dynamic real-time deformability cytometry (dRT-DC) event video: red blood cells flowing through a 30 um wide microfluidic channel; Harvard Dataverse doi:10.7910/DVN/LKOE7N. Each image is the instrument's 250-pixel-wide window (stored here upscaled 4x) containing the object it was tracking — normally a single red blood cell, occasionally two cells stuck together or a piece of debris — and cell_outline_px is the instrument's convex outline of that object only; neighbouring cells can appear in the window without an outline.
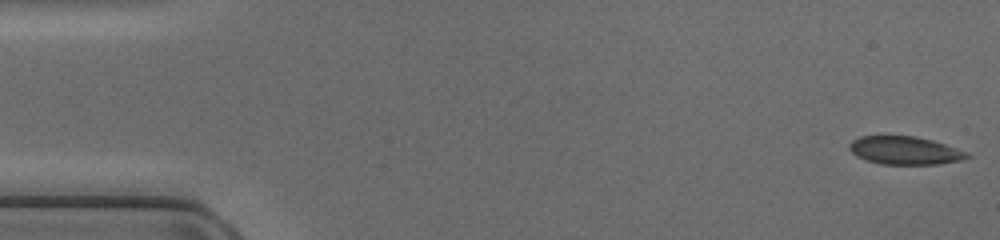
{"species": "common noctule bat (a hibernating species)", "species_latin": "Nyctalus noctula", "temperature_condition": "cold", "stored_images_in_passage": 47, "camera_frame_rate_fps": 3000, "um_per_image_px": 0.085, "animal": {"sex": "female", "body_mass_g": 17.0, "forearm_length_mm": 48.0}, "frame": {"image": 1, "passage_image": 1, "time_ms": 0.0, "image_size_px": [1000, 240], "cell_outline_px": [[972, 156], [960, 160], [940, 164], [880, 164], [856, 156], [848, 148], [848, 144], [852, 140], [860, 136], [916, 136], [932, 140], [968, 152]], "centroid_in_image_um": [76.9, 12.79], "position_along_channel_um": 8.1, "area_um2": 19.25}}
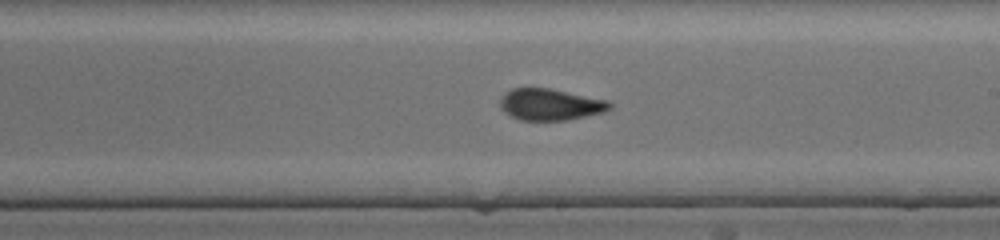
{"frame": {"image": 2, "passage_image": 27, "time_ms": 8.667, "image_size_px": [1000, 240], "cell_outline_px": [[612, 108], [600, 112], [584, 116], [564, 120], [520, 120], [504, 112], [500, 108], [500, 100], [504, 92], [512, 88], [548, 88], [608, 100], [612, 104]], "centroid_in_image_um": [46.73, 8.87], "position_along_channel_um": 242.3, "area_um2": 19.94}}
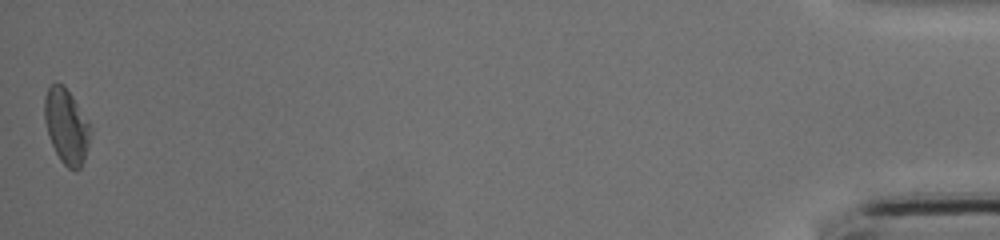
{"frame": {"image": 3, "passage_image": 47, "time_ms": 15.333, "image_size_px": [1000, 240], "cell_outline_px": [[92, 128], [88, 148], [84, 160], [80, 168], [76, 172], [68, 168], [60, 160], [52, 144], [44, 120], [44, 96], [48, 88], [56, 80], [64, 84], [88, 120]], "centroid_in_image_um": [5.65, 10.71], "position_along_channel_um": 429.5, "area_um2": 20.29}}